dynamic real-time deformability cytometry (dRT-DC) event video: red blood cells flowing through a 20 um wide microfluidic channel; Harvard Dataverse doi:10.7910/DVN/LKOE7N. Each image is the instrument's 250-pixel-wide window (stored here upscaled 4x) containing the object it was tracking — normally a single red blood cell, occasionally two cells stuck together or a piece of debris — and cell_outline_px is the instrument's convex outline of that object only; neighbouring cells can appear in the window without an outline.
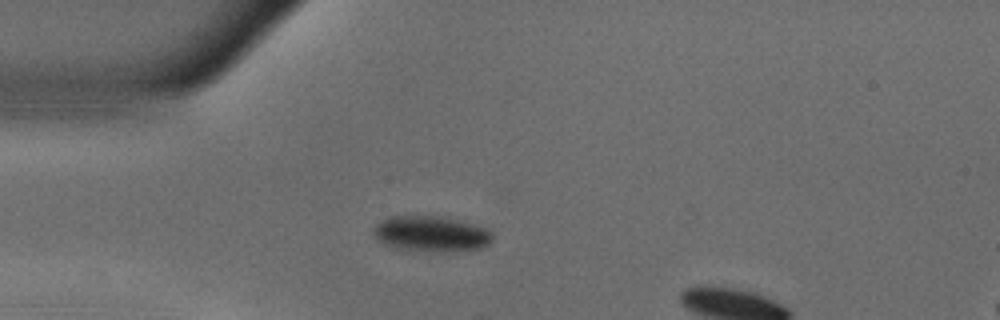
{"species": "common noctule bat (a hibernating species)", "species_latin": "Nyctalus noctula", "temperature_condition": "warm", "stored_images_in_passage": 35, "camera_frame_rate_fps": 3000, "um_per_image_px": 0.085, "animal": {"sex": "male", "body_mass_g": 18.8}, "frame": {"image": 1, "passage_image": 1, "time_ms": 0.0, "image_size_px": [1000, 320], "cell_outline_px": [[492, 240], [488, 244], [480, 248], [444, 252], [396, 248], [384, 244], [376, 240], [372, 232], [372, 228], [380, 220], [388, 216], [448, 216], [476, 224], [488, 228], [492, 232]], "centroid_in_image_um": [36.64, 19.85], "position_along_channel_um": 48.4, "area_um2": 25.14}}
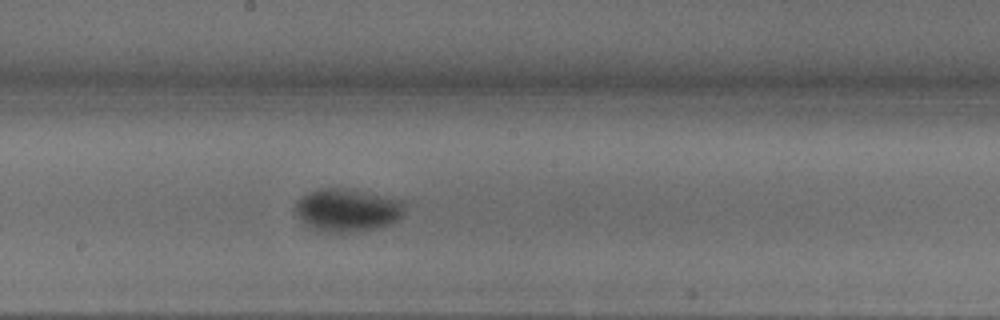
{"frame": {"image": 2, "passage_image": 16, "time_ms": 5.0, "image_size_px": [1000, 320], "cell_outline_px": [[404, 212], [396, 220], [388, 224], [376, 228], [360, 232], [320, 232], [308, 228], [300, 220], [292, 208], [296, 200], [308, 192], [320, 188], [348, 188], [400, 200], [404, 204]], "centroid_in_image_um": [29.42, 17.87], "position_along_channel_um": 218.8, "area_um2": 27.69}}
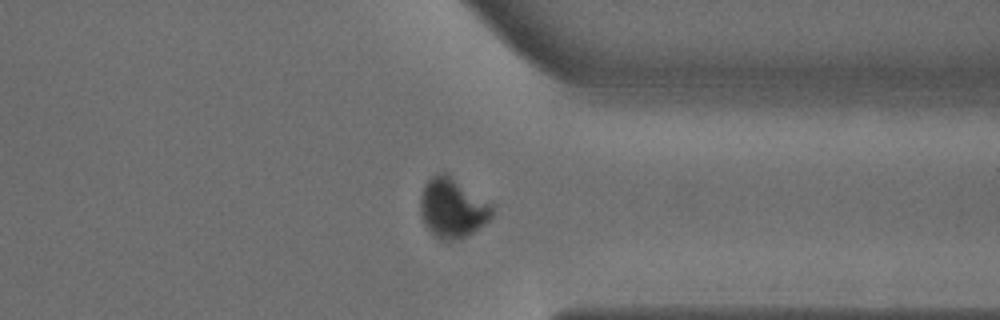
{"frame": {"image": 3, "passage_image": 29, "time_ms": 9.333, "image_size_px": [1000, 320], "cell_outline_px": [[492, 216], [484, 224], [472, 232], [456, 240], [440, 240], [424, 224], [420, 216], [420, 196], [424, 184], [436, 172], [448, 172], [492, 204]], "centroid_in_image_um": [38.43, 17.63], "position_along_channel_um": 373.0, "area_um2": 25.09}}